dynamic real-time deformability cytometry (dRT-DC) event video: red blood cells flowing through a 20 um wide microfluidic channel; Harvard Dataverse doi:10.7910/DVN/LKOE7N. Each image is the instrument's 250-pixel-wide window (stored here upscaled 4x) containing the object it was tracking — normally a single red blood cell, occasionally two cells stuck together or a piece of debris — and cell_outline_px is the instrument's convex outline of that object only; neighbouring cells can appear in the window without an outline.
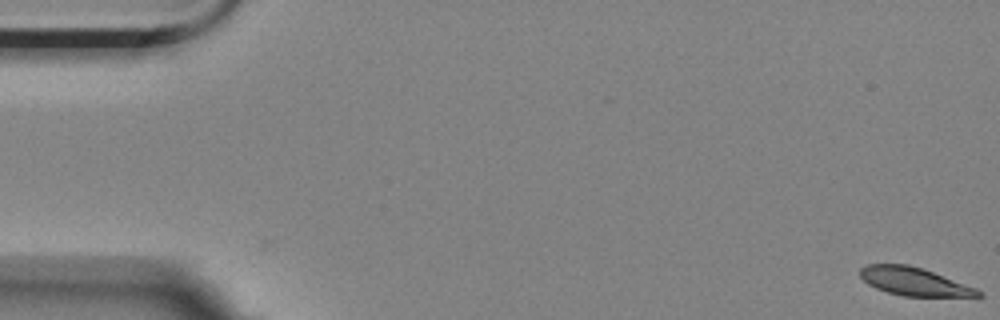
{"species": "Egyptian fruit bat (a non-hibernating species)", "species_latin": "Rousettus aegyptiacus", "temperature_condition": "room temperature", "stored_images_in_passage": 9, "camera_frame_rate_fps": 3000, "um_per_image_px": 0.085, "animal": {"sex": "female"}, "frame": {"image": 1, "passage_image": 1, "time_ms": 0.0, "image_size_px": [1000, 320], "cell_outline_px": [[984, 296], [904, 296], [888, 292], [876, 288], [868, 284], [860, 276], [860, 268], [864, 264], [908, 264], [932, 272], [976, 288], [984, 292]], "centroid_in_image_um": [77.68, 23.93], "position_along_channel_um": 7.3, "area_um2": 19.07}}
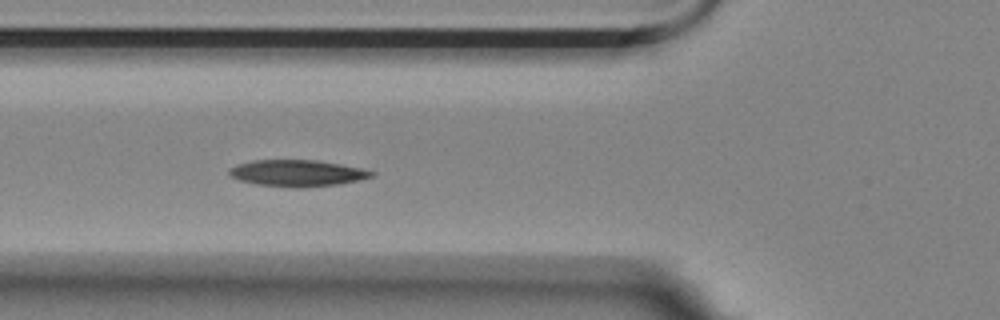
{"frame": {"image": 2, "passage_image": 7, "time_ms": 2.0, "image_size_px": [1000, 320], "cell_outline_px": [[376, 172], [372, 176], [340, 184], [304, 188], [292, 188], [256, 184], [240, 180], [232, 176], [228, 172], [228, 168], [236, 164], [252, 160], [316, 160], [340, 164], [360, 168]], "centroid_in_image_um": [25.22, 14.72], "position_along_channel_um": 100.6, "area_um2": 22.02}}
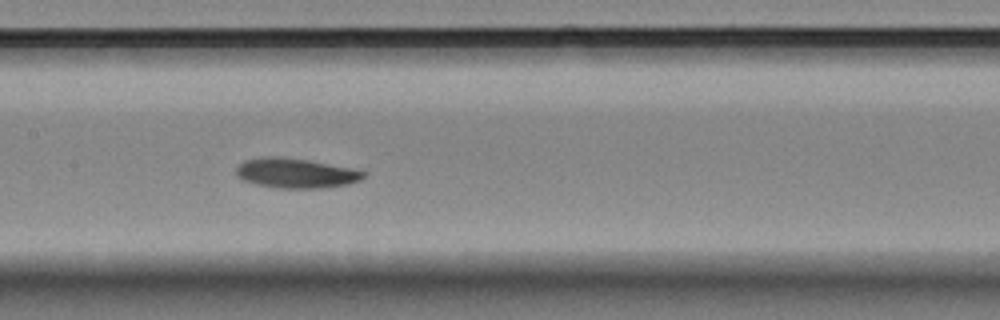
{"frame": {"image": 3, "passage_image": 9, "time_ms": 2.667, "image_size_px": [1000, 320], "cell_outline_px": [[368, 172], [360, 180], [348, 184], [324, 188], [276, 188], [256, 184], [244, 180], [236, 176], [236, 168], [244, 160], [264, 156], [280, 156], [308, 160], [352, 168]], "centroid_in_image_um": [25.14, 14.71], "position_along_channel_um": 182.3, "area_um2": 22.25}}